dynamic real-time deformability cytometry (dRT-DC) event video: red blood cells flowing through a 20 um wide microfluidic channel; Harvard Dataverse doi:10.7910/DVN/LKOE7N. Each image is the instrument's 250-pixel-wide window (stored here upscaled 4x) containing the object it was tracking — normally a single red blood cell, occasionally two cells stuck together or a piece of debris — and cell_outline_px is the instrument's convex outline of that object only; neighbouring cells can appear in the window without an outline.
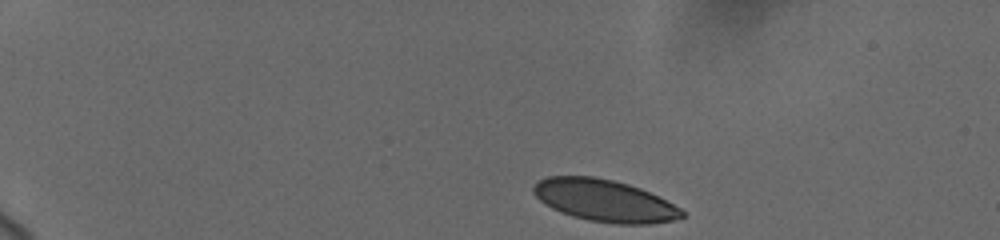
{"species": "human", "species_latin": "Homo sapiens", "temperature_condition": "cold", "stored_images_in_passage": 12, "camera_frame_rate_fps": 3000, "um_per_image_px": 0.085, "donor": {"sex": "female"}, "frame": {"image": 1, "passage_image": 1, "time_ms": 0.0, "image_size_px": [1000, 240], "cell_outline_px": [[684, 216], [672, 220], [648, 224], [616, 224], [588, 220], [572, 216], [560, 212], [544, 204], [532, 192], [532, 188], [540, 180], [548, 176], [592, 176], [612, 180], [628, 184], [640, 188], [680, 208], [684, 212]], "centroid_in_image_um": [51.34, 17.05], "position_along_channel_um": 33.7, "area_um2": 36.01}}
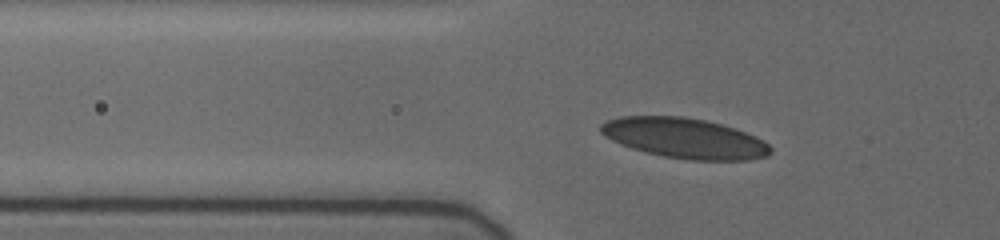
{"frame": {"image": 2, "passage_image": 9, "time_ms": 3.333, "image_size_px": [1000, 240], "cell_outline_px": [[772, 152], [768, 156], [748, 160], [688, 160], [664, 156], [644, 152], [620, 144], [612, 140], [600, 132], [600, 124], [608, 120], [620, 116], [680, 116], [704, 120], [720, 124], [756, 136], [764, 140], [772, 148]], "centroid_in_image_um": [58.19, 11.75], "position_along_channel_um": 67.6, "area_um2": 39.71}}